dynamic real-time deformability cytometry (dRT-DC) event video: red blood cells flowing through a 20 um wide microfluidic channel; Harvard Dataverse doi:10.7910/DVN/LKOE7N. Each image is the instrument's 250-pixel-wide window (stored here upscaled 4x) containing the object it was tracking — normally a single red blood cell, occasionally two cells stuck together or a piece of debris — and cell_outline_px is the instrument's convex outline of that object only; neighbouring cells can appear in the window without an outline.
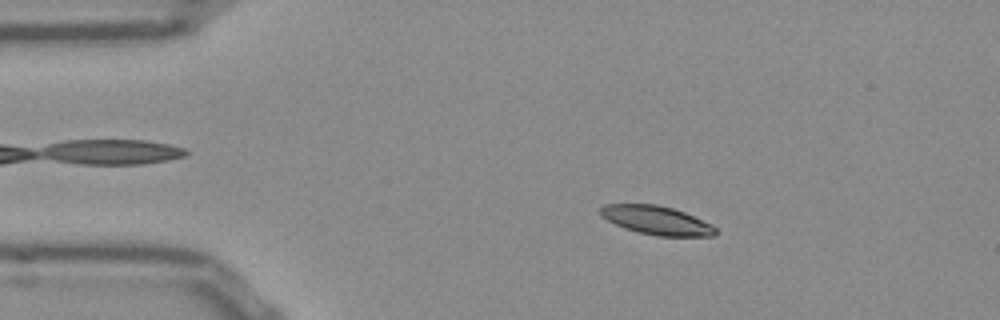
{"species": "Egyptian fruit bat (a non-hibernating species)", "species_latin": "Rousettus aegyptiacus", "temperature_condition": "room temperature", "stored_images_in_passage": 52, "camera_frame_rate_fps": 3000, "um_per_image_px": 0.085, "frame": {"image": 1, "passage_image": 9, "time_ms": 2.667, "image_size_px": [1000, 320], "cell_outline_px": [[716, 236], [656, 236], [624, 228], [600, 216], [600, 208], [604, 204], [656, 204], [672, 208], [684, 212], [712, 224], [716, 228]], "centroid_in_image_um": [55.81, 18.72], "position_along_channel_um": 29.2, "area_um2": 19.19}}
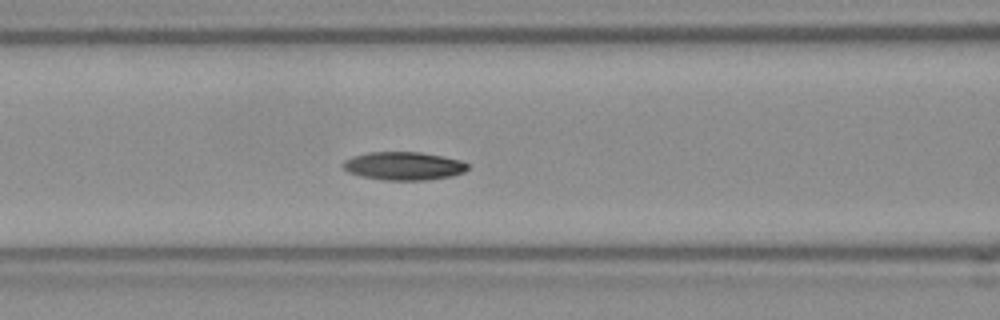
{"frame": {"image": 2, "passage_image": 21, "time_ms": 6.667, "image_size_px": [1000, 320], "cell_outline_px": [[468, 168], [464, 172], [452, 176], [424, 180], [384, 180], [360, 176], [348, 172], [340, 164], [344, 160], [352, 156], [368, 152], [420, 152], [460, 160], [468, 164]], "centroid_in_image_um": [34.27, 14.1], "position_along_channel_um": 132.3, "area_um2": 20.52}}
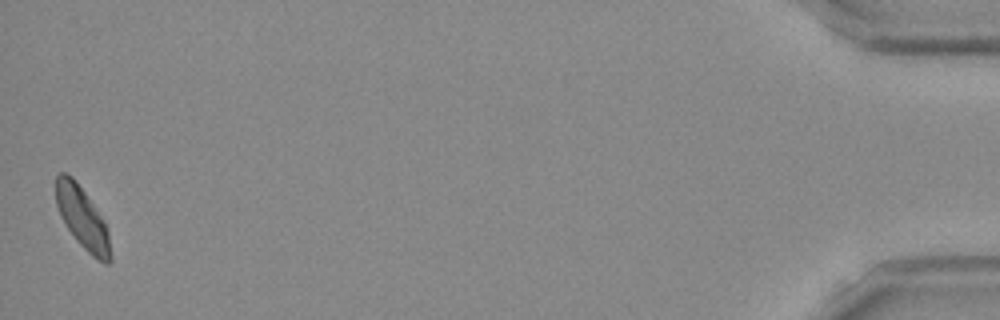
{"frame": {"image": 3, "passage_image": 52, "time_ms": 17.0, "image_size_px": [1000, 320], "cell_outline_px": [[112, 260], [108, 264], [104, 264], [96, 260], [76, 240], [60, 216], [56, 204], [56, 176], [60, 172], [64, 172], [72, 176], [84, 192], [104, 220], [108, 232], [112, 256]], "centroid_in_image_um": [7.02, 18.57], "position_along_channel_um": 428.2, "area_um2": 19.54}, "authors_computed_cell_mechanics": {"area_um2": 19.8832, "velocity_mm_per_s": 3.8141, "shape_relaxation_time_tau1_ms": 2.755, "shape_relaxation_time_tau2_ms": 7.0948, "deformation_change_tau1": 0.118, "deformation_change_tau2": 0.1166}}